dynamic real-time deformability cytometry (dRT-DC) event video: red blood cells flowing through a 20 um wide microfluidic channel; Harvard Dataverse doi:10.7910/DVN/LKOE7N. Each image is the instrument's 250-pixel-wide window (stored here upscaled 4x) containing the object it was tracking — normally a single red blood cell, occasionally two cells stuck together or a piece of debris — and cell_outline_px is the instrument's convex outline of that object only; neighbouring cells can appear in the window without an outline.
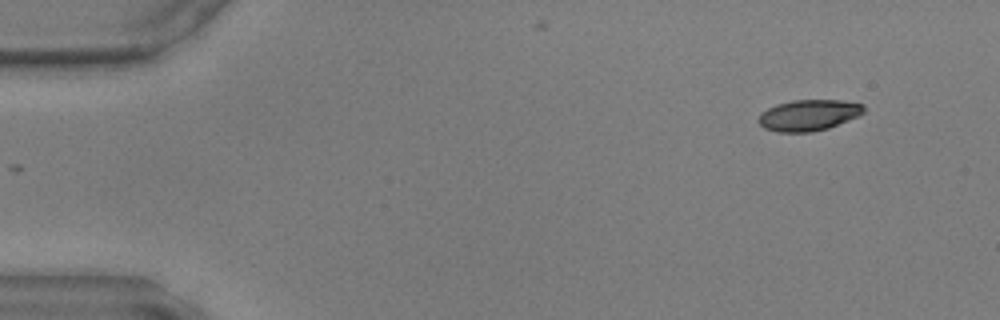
{"species": "common noctule bat (a hibernating species)", "species_latin": "Nyctalus noctula", "temperature_condition": "warm", "stored_images_in_passage": 44, "camera_frame_rate_fps": 3000, "um_per_image_px": 0.085, "animal": {"sex": "male", "body_mass_g": 17.9, "forearm_length_mm": 54.2}, "frame": {"image": 1, "passage_image": 1, "time_ms": 0.0, "image_size_px": [1000, 320], "cell_outline_px": [[864, 112], [860, 116], [828, 128], [812, 132], [776, 132], [764, 128], [756, 120], [760, 112], [776, 104], [792, 100], [840, 100], [864, 104]], "centroid_in_image_um": [68.72, 9.79], "position_along_channel_um": 16.3, "area_um2": 19.31}}
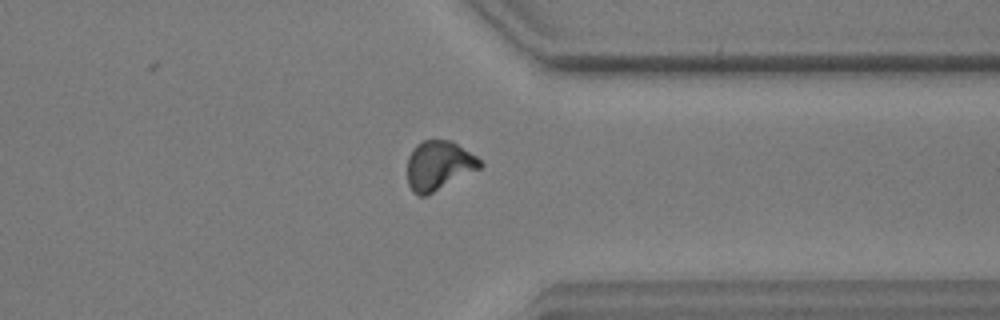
{"frame": {"image": 2, "passage_image": 34, "time_ms": 11.0, "image_size_px": [1000, 320], "cell_outline_px": [[484, 164], [480, 168], [424, 196], [420, 196], [412, 192], [408, 184], [408, 156], [412, 148], [416, 144], [424, 140], [452, 140], [476, 156]], "centroid_in_image_um": [37.27, 14.04], "position_along_channel_um": 374.1, "area_um2": 20.69}}
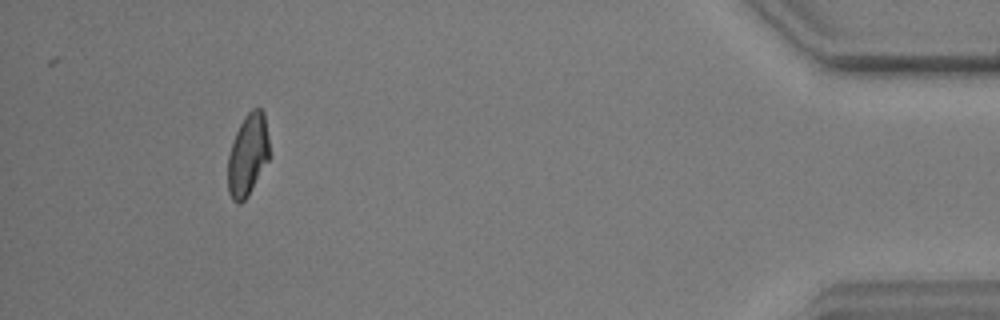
{"frame": {"image": 3, "passage_image": 41, "time_ms": 13.333, "image_size_px": [1000, 320], "cell_outline_px": [[268, 160], [248, 196], [240, 204], [236, 204], [232, 200], [228, 192], [228, 156], [236, 132], [244, 116], [252, 108], [260, 108], [264, 112], [268, 136]], "centroid_in_image_um": [21.05, 13.18], "position_along_channel_um": 414.2, "area_um2": 19.71}}